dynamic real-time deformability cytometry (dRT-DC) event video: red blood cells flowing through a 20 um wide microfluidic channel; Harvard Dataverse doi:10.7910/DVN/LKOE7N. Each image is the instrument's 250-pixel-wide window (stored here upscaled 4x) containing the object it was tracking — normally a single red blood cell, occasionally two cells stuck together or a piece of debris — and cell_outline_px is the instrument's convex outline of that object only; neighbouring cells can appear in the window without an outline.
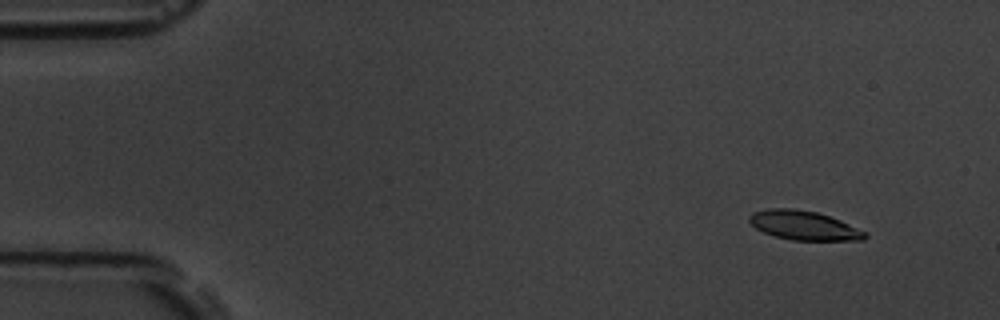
{"species": "common noctule bat (a hibernating species)", "species_latin": "Nyctalus noctula", "temperature_condition": "room temperature", "stored_images_in_passage": 17, "camera_frame_rate_fps": 3000, "um_per_image_px": 0.085, "animal": {"sex": "male", "body_mass_g": 19.5, "forearm_length_mm": 54.6}, "frame": {"image": 1, "passage_image": 5, "time_ms": 1.333, "image_size_px": [1000, 320], "cell_outline_px": [[868, 236], [864, 240], [792, 240], [776, 236], [764, 232], [756, 228], [748, 220], [748, 216], [752, 212], [768, 208], [792, 208], [816, 212], [840, 220], [864, 232]], "centroid_in_image_um": [68.28, 19.15], "position_along_channel_um": 16.7, "area_um2": 19.42}}
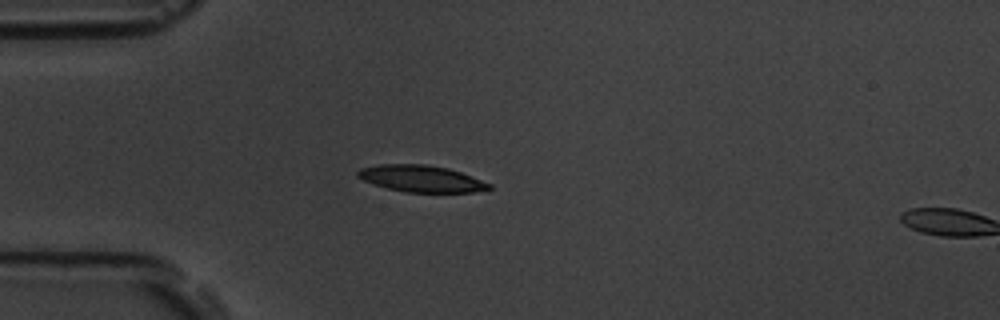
{"frame": {"image": 2, "passage_image": 15, "time_ms": 4.667, "image_size_px": [1000, 320], "cell_outline_px": [[492, 188], [472, 192], [404, 192], [372, 184], [356, 176], [356, 172], [360, 168], [380, 164], [424, 164], [448, 168], [460, 172], [492, 184]], "centroid_in_image_um": [35.77, 15.18], "position_along_channel_um": 49.2, "area_um2": 20.35}}